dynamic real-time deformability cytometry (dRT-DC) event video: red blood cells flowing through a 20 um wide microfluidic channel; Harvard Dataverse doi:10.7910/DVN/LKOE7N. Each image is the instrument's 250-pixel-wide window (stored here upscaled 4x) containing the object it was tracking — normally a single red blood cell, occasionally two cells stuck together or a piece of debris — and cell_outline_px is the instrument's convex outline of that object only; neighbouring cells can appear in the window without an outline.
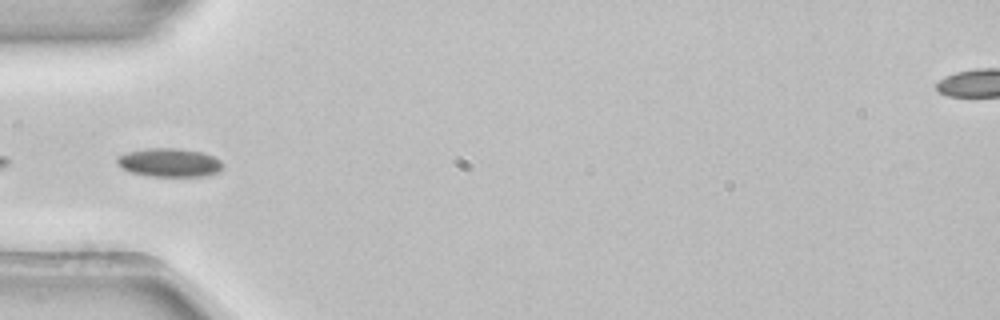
{"species": "common noctule bat (a hibernating species)", "species_latin": "Nyctalus noctula", "temperature_condition": "room temperature", "stored_images_in_passage": 2, "camera_frame_rate_fps": 3000, "um_per_image_px": 0.085, "animal": {"sex": "female", "body_mass_g": 22.7, "forearm_length_mm": 54.2}, "frame": {"image": 1, "passage_image": 2, "time_ms": 0.333, "image_size_px": [1000, 320], "cell_outline_px": [[224, 164], [220, 172], [208, 176], [148, 176], [132, 172], [116, 164], [116, 156], [128, 152], [148, 148], [180, 148], [204, 152], [220, 160]], "centroid_in_image_um": [14.43, 13.81], "position_along_channel_um": 70.6, "area_um2": 17.8}}